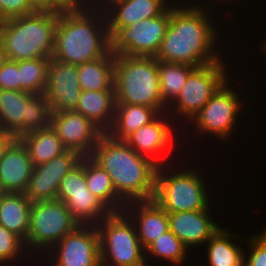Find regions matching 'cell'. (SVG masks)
<instances>
[{"label":"cell","mask_w":266,"mask_h":266,"mask_svg":"<svg viewBox=\"0 0 266 266\" xmlns=\"http://www.w3.org/2000/svg\"><path fill=\"white\" fill-rule=\"evenodd\" d=\"M4 59H5V56H4L2 45H1V42H0V65H1V63L3 62Z\"/></svg>","instance_id":"40"},{"label":"cell","mask_w":266,"mask_h":266,"mask_svg":"<svg viewBox=\"0 0 266 266\" xmlns=\"http://www.w3.org/2000/svg\"><path fill=\"white\" fill-rule=\"evenodd\" d=\"M162 118L163 116L158 115L152 122L140 127L124 140L139 155L153 160L158 166L162 164L160 159L156 158L174 139L172 127L165 121L166 118H163L164 121ZM154 155L157 157L153 159Z\"/></svg>","instance_id":"21"},{"label":"cell","mask_w":266,"mask_h":266,"mask_svg":"<svg viewBox=\"0 0 266 266\" xmlns=\"http://www.w3.org/2000/svg\"><path fill=\"white\" fill-rule=\"evenodd\" d=\"M86 1V2H85ZM45 0V10H52L57 12H69V11H79L82 9L89 10L93 7L88 6V0ZM86 3V4H84ZM84 6V7H83ZM87 6V7H86Z\"/></svg>","instance_id":"37"},{"label":"cell","mask_w":266,"mask_h":266,"mask_svg":"<svg viewBox=\"0 0 266 266\" xmlns=\"http://www.w3.org/2000/svg\"><path fill=\"white\" fill-rule=\"evenodd\" d=\"M161 113L154 107L138 104H116L112 127L107 133L114 139L125 140L140 127L152 122Z\"/></svg>","instance_id":"24"},{"label":"cell","mask_w":266,"mask_h":266,"mask_svg":"<svg viewBox=\"0 0 266 266\" xmlns=\"http://www.w3.org/2000/svg\"><path fill=\"white\" fill-rule=\"evenodd\" d=\"M165 2L168 4L166 0L111 1L110 8L103 7V9H107L109 15L106 16L109 36L118 28L129 27L133 23L161 15L169 7Z\"/></svg>","instance_id":"20"},{"label":"cell","mask_w":266,"mask_h":266,"mask_svg":"<svg viewBox=\"0 0 266 266\" xmlns=\"http://www.w3.org/2000/svg\"><path fill=\"white\" fill-rule=\"evenodd\" d=\"M39 10L33 0H0V21L32 14Z\"/></svg>","instance_id":"34"},{"label":"cell","mask_w":266,"mask_h":266,"mask_svg":"<svg viewBox=\"0 0 266 266\" xmlns=\"http://www.w3.org/2000/svg\"><path fill=\"white\" fill-rule=\"evenodd\" d=\"M52 248L54 252L58 250L54 266H101L99 232L96 225L77 226Z\"/></svg>","instance_id":"14"},{"label":"cell","mask_w":266,"mask_h":266,"mask_svg":"<svg viewBox=\"0 0 266 266\" xmlns=\"http://www.w3.org/2000/svg\"><path fill=\"white\" fill-rule=\"evenodd\" d=\"M49 63L45 58L18 61L19 90L44 94Z\"/></svg>","instance_id":"31"},{"label":"cell","mask_w":266,"mask_h":266,"mask_svg":"<svg viewBox=\"0 0 266 266\" xmlns=\"http://www.w3.org/2000/svg\"><path fill=\"white\" fill-rule=\"evenodd\" d=\"M195 66L182 63H169L158 60V75L163 103L173 102ZM171 100V101H170ZM169 101V102H168Z\"/></svg>","instance_id":"30"},{"label":"cell","mask_w":266,"mask_h":266,"mask_svg":"<svg viewBox=\"0 0 266 266\" xmlns=\"http://www.w3.org/2000/svg\"><path fill=\"white\" fill-rule=\"evenodd\" d=\"M7 192L2 188V186L0 185V203L3 199V196L6 194Z\"/></svg>","instance_id":"41"},{"label":"cell","mask_w":266,"mask_h":266,"mask_svg":"<svg viewBox=\"0 0 266 266\" xmlns=\"http://www.w3.org/2000/svg\"><path fill=\"white\" fill-rule=\"evenodd\" d=\"M79 85L84 91L114 90L115 54L78 65Z\"/></svg>","instance_id":"27"},{"label":"cell","mask_w":266,"mask_h":266,"mask_svg":"<svg viewBox=\"0 0 266 266\" xmlns=\"http://www.w3.org/2000/svg\"><path fill=\"white\" fill-rule=\"evenodd\" d=\"M51 127L68 150L90 156L99 137L104 133L90 119L72 111L52 112Z\"/></svg>","instance_id":"16"},{"label":"cell","mask_w":266,"mask_h":266,"mask_svg":"<svg viewBox=\"0 0 266 266\" xmlns=\"http://www.w3.org/2000/svg\"><path fill=\"white\" fill-rule=\"evenodd\" d=\"M170 23V7L161 15L118 28L110 36L115 55L155 57Z\"/></svg>","instance_id":"10"},{"label":"cell","mask_w":266,"mask_h":266,"mask_svg":"<svg viewBox=\"0 0 266 266\" xmlns=\"http://www.w3.org/2000/svg\"><path fill=\"white\" fill-rule=\"evenodd\" d=\"M38 6L39 9L45 10V0H33Z\"/></svg>","instance_id":"39"},{"label":"cell","mask_w":266,"mask_h":266,"mask_svg":"<svg viewBox=\"0 0 266 266\" xmlns=\"http://www.w3.org/2000/svg\"><path fill=\"white\" fill-rule=\"evenodd\" d=\"M19 139L25 145L34 166L49 162L68 150L51 126L24 134Z\"/></svg>","instance_id":"26"},{"label":"cell","mask_w":266,"mask_h":266,"mask_svg":"<svg viewBox=\"0 0 266 266\" xmlns=\"http://www.w3.org/2000/svg\"><path fill=\"white\" fill-rule=\"evenodd\" d=\"M219 61L202 67H196L187 78L182 90L175 99L176 111L189 120L204 107L217 90L227 82L226 70Z\"/></svg>","instance_id":"12"},{"label":"cell","mask_w":266,"mask_h":266,"mask_svg":"<svg viewBox=\"0 0 266 266\" xmlns=\"http://www.w3.org/2000/svg\"><path fill=\"white\" fill-rule=\"evenodd\" d=\"M15 139V136L9 132H6L0 128V159L2 158L4 151Z\"/></svg>","instance_id":"38"},{"label":"cell","mask_w":266,"mask_h":266,"mask_svg":"<svg viewBox=\"0 0 266 266\" xmlns=\"http://www.w3.org/2000/svg\"><path fill=\"white\" fill-rule=\"evenodd\" d=\"M79 225L66 204L59 199L34 202L30 209L29 229L24 243L29 249L45 248V251H52L51 247Z\"/></svg>","instance_id":"9"},{"label":"cell","mask_w":266,"mask_h":266,"mask_svg":"<svg viewBox=\"0 0 266 266\" xmlns=\"http://www.w3.org/2000/svg\"><path fill=\"white\" fill-rule=\"evenodd\" d=\"M250 240L252 252L247 260L244 258L243 266H266V238L260 234Z\"/></svg>","instance_id":"36"},{"label":"cell","mask_w":266,"mask_h":266,"mask_svg":"<svg viewBox=\"0 0 266 266\" xmlns=\"http://www.w3.org/2000/svg\"><path fill=\"white\" fill-rule=\"evenodd\" d=\"M231 240V234L226 229L220 228L207 241V256L210 266L244 265L245 252L240 247H237L235 243H232Z\"/></svg>","instance_id":"29"},{"label":"cell","mask_w":266,"mask_h":266,"mask_svg":"<svg viewBox=\"0 0 266 266\" xmlns=\"http://www.w3.org/2000/svg\"><path fill=\"white\" fill-rule=\"evenodd\" d=\"M123 213L124 211L112 212L100 221L103 224H96L99 232L101 266H108L107 264L109 266H147L145 249L137 235L135 226L137 223L134 220H128L127 212ZM108 259L112 261V265Z\"/></svg>","instance_id":"6"},{"label":"cell","mask_w":266,"mask_h":266,"mask_svg":"<svg viewBox=\"0 0 266 266\" xmlns=\"http://www.w3.org/2000/svg\"><path fill=\"white\" fill-rule=\"evenodd\" d=\"M33 167L25 145L15 138L0 159V185L6 192L25 193Z\"/></svg>","instance_id":"18"},{"label":"cell","mask_w":266,"mask_h":266,"mask_svg":"<svg viewBox=\"0 0 266 266\" xmlns=\"http://www.w3.org/2000/svg\"><path fill=\"white\" fill-rule=\"evenodd\" d=\"M225 82L192 120L200 133H213L227 138L240 109L238 95ZM231 89V90H230Z\"/></svg>","instance_id":"13"},{"label":"cell","mask_w":266,"mask_h":266,"mask_svg":"<svg viewBox=\"0 0 266 266\" xmlns=\"http://www.w3.org/2000/svg\"><path fill=\"white\" fill-rule=\"evenodd\" d=\"M187 249L188 248L178 239V237L169 230L152 242L146 248L145 252L157 258H164L174 264H181L186 257Z\"/></svg>","instance_id":"32"},{"label":"cell","mask_w":266,"mask_h":266,"mask_svg":"<svg viewBox=\"0 0 266 266\" xmlns=\"http://www.w3.org/2000/svg\"><path fill=\"white\" fill-rule=\"evenodd\" d=\"M161 167L163 165L156 172L153 200L167 213L200 211L210 205L200 173L185 170L181 173H170L169 176L162 172L164 169Z\"/></svg>","instance_id":"8"},{"label":"cell","mask_w":266,"mask_h":266,"mask_svg":"<svg viewBox=\"0 0 266 266\" xmlns=\"http://www.w3.org/2000/svg\"><path fill=\"white\" fill-rule=\"evenodd\" d=\"M264 230H266V229H264ZM262 235L266 238V231H265V233L262 232Z\"/></svg>","instance_id":"42"},{"label":"cell","mask_w":266,"mask_h":266,"mask_svg":"<svg viewBox=\"0 0 266 266\" xmlns=\"http://www.w3.org/2000/svg\"><path fill=\"white\" fill-rule=\"evenodd\" d=\"M0 89L19 90L18 61L5 58L1 63Z\"/></svg>","instance_id":"35"},{"label":"cell","mask_w":266,"mask_h":266,"mask_svg":"<svg viewBox=\"0 0 266 266\" xmlns=\"http://www.w3.org/2000/svg\"><path fill=\"white\" fill-rule=\"evenodd\" d=\"M111 1H113V0H105V2H107L108 4H109Z\"/></svg>","instance_id":"43"},{"label":"cell","mask_w":266,"mask_h":266,"mask_svg":"<svg viewBox=\"0 0 266 266\" xmlns=\"http://www.w3.org/2000/svg\"><path fill=\"white\" fill-rule=\"evenodd\" d=\"M51 115L44 94L0 89V128L15 138L51 126Z\"/></svg>","instance_id":"7"},{"label":"cell","mask_w":266,"mask_h":266,"mask_svg":"<svg viewBox=\"0 0 266 266\" xmlns=\"http://www.w3.org/2000/svg\"><path fill=\"white\" fill-rule=\"evenodd\" d=\"M32 202L25 193L7 192L0 203V224L26 241Z\"/></svg>","instance_id":"25"},{"label":"cell","mask_w":266,"mask_h":266,"mask_svg":"<svg viewBox=\"0 0 266 266\" xmlns=\"http://www.w3.org/2000/svg\"><path fill=\"white\" fill-rule=\"evenodd\" d=\"M56 199L64 202L80 225L100 223L112 211L88 189L85 177V156L61 180ZM97 221V222H96Z\"/></svg>","instance_id":"11"},{"label":"cell","mask_w":266,"mask_h":266,"mask_svg":"<svg viewBox=\"0 0 266 266\" xmlns=\"http://www.w3.org/2000/svg\"><path fill=\"white\" fill-rule=\"evenodd\" d=\"M78 74V65L50 59L44 95L52 112L76 109L82 93Z\"/></svg>","instance_id":"17"},{"label":"cell","mask_w":266,"mask_h":266,"mask_svg":"<svg viewBox=\"0 0 266 266\" xmlns=\"http://www.w3.org/2000/svg\"><path fill=\"white\" fill-rule=\"evenodd\" d=\"M57 11L37 10L32 14L0 21V42L8 60L51 59Z\"/></svg>","instance_id":"4"},{"label":"cell","mask_w":266,"mask_h":266,"mask_svg":"<svg viewBox=\"0 0 266 266\" xmlns=\"http://www.w3.org/2000/svg\"><path fill=\"white\" fill-rule=\"evenodd\" d=\"M88 12V8L87 11L59 12L52 59L79 65L97 60L110 52L107 18L104 19L107 12L103 17L99 10H96V14L93 11L95 17L99 15L98 18L91 11Z\"/></svg>","instance_id":"3"},{"label":"cell","mask_w":266,"mask_h":266,"mask_svg":"<svg viewBox=\"0 0 266 266\" xmlns=\"http://www.w3.org/2000/svg\"><path fill=\"white\" fill-rule=\"evenodd\" d=\"M82 157L77 151L67 150L49 162L34 166L25 195L32 203L56 199L61 180Z\"/></svg>","instance_id":"15"},{"label":"cell","mask_w":266,"mask_h":266,"mask_svg":"<svg viewBox=\"0 0 266 266\" xmlns=\"http://www.w3.org/2000/svg\"><path fill=\"white\" fill-rule=\"evenodd\" d=\"M85 177L88 189L112 212H121L120 208L124 211L121 206L126 202L117 195L110 176L90 156H85Z\"/></svg>","instance_id":"28"},{"label":"cell","mask_w":266,"mask_h":266,"mask_svg":"<svg viewBox=\"0 0 266 266\" xmlns=\"http://www.w3.org/2000/svg\"><path fill=\"white\" fill-rule=\"evenodd\" d=\"M208 213L209 207L200 211L168 213L170 230L188 249L205 243L220 229Z\"/></svg>","instance_id":"19"},{"label":"cell","mask_w":266,"mask_h":266,"mask_svg":"<svg viewBox=\"0 0 266 266\" xmlns=\"http://www.w3.org/2000/svg\"><path fill=\"white\" fill-rule=\"evenodd\" d=\"M114 90L116 104L150 106L161 115L166 111L155 57L115 55Z\"/></svg>","instance_id":"5"},{"label":"cell","mask_w":266,"mask_h":266,"mask_svg":"<svg viewBox=\"0 0 266 266\" xmlns=\"http://www.w3.org/2000/svg\"><path fill=\"white\" fill-rule=\"evenodd\" d=\"M184 8L170 6V23L155 58L195 67L219 62L213 52L216 29L207 12L195 5Z\"/></svg>","instance_id":"1"},{"label":"cell","mask_w":266,"mask_h":266,"mask_svg":"<svg viewBox=\"0 0 266 266\" xmlns=\"http://www.w3.org/2000/svg\"><path fill=\"white\" fill-rule=\"evenodd\" d=\"M25 247L24 241L19 236L0 224V266L2 264L4 266L6 262L15 261L20 257L21 250L25 251Z\"/></svg>","instance_id":"33"},{"label":"cell","mask_w":266,"mask_h":266,"mask_svg":"<svg viewBox=\"0 0 266 266\" xmlns=\"http://www.w3.org/2000/svg\"><path fill=\"white\" fill-rule=\"evenodd\" d=\"M129 203L132 205L130 206ZM126 203L124 212L129 209L135 213L136 220L139 221L137 228V235L144 249H146L152 242H154L160 235L170 230L168 213L161 208L154 200L149 201H132ZM137 204V205H136ZM136 205L138 212H135ZM135 207V208H133ZM138 213V215L136 214Z\"/></svg>","instance_id":"22"},{"label":"cell","mask_w":266,"mask_h":266,"mask_svg":"<svg viewBox=\"0 0 266 266\" xmlns=\"http://www.w3.org/2000/svg\"><path fill=\"white\" fill-rule=\"evenodd\" d=\"M90 157L106 170L117 195L123 201L153 200L159 166L153 160L139 155L124 140L103 133Z\"/></svg>","instance_id":"2"},{"label":"cell","mask_w":266,"mask_h":266,"mask_svg":"<svg viewBox=\"0 0 266 266\" xmlns=\"http://www.w3.org/2000/svg\"><path fill=\"white\" fill-rule=\"evenodd\" d=\"M115 107V90H82L79 102L74 111L90 119L106 133L112 127Z\"/></svg>","instance_id":"23"}]
</instances>
